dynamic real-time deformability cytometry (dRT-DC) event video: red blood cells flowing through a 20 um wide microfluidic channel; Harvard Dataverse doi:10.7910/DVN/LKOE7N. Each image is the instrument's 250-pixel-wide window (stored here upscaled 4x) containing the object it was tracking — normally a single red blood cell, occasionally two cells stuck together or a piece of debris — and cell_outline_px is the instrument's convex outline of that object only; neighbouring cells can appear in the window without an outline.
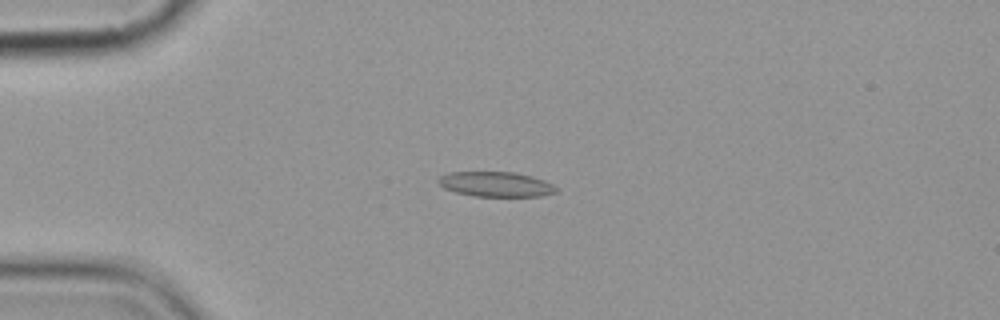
{"species": "common noctule bat (a hibernating species)", "species_latin": "Nyctalus noctula", "temperature_condition": "cold", "stored_images_in_passage": 8, "camera_frame_rate_fps": 3000, "um_per_image_px": 0.085, "animal": {"sex": "female", "body_mass_g": 19.9}, "frame": {"image": 1, "passage_image": 5, "time_ms": 4.667, "image_size_px": [1000, 320], "cell_outline_px": [[560, 188], [556, 192], [540, 196], [472, 196], [456, 192], [444, 188], [436, 180], [440, 176], [448, 172], [516, 172], [532, 176], [552, 184]], "centroid_in_image_um": [42.14, 15.65], "position_along_channel_um": 42.9, "area_um2": 17.17}}
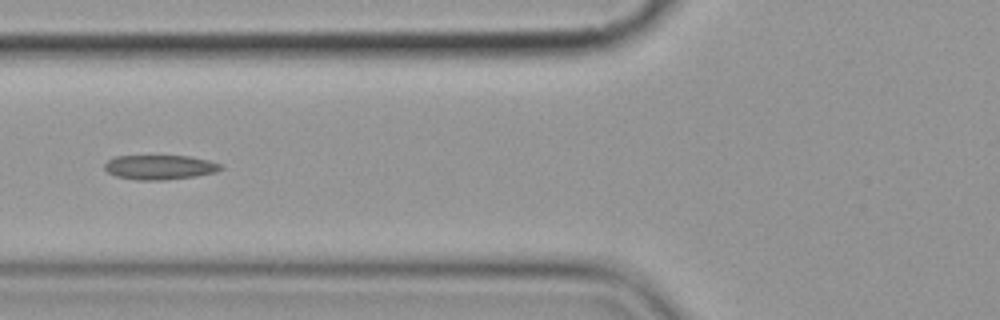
{"frame": {"image": 2, "passage_image": 7, "time_ms": 7.333, "image_size_px": [1000, 320], "cell_outline_px": [[224, 168], [216, 172], [196, 176], [164, 180], [136, 180], [116, 176], [108, 172], [104, 168], [104, 164], [108, 160], [116, 156], [188, 156], [208, 160], [220, 164]], "centroid_in_image_um": [13.58, 14.22], "position_along_channel_um": 112.2, "area_um2": 16.59}}
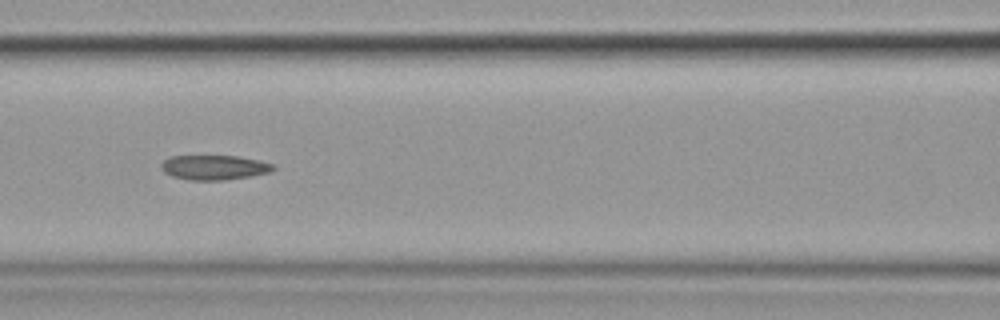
{"frame": {"image": 3, "passage_image": 8, "time_ms": 8.333, "image_size_px": [1000, 320], "cell_outline_px": [[276, 168], [272, 172], [252, 176], [224, 180], [188, 180], [172, 176], [164, 172], [160, 168], [160, 164], [164, 160], [172, 156], [236, 156], [260, 160], [276, 164]], "centroid_in_image_um": [18.25, 14.23], "position_along_channel_um": 148.3, "area_um2": 16.36}}